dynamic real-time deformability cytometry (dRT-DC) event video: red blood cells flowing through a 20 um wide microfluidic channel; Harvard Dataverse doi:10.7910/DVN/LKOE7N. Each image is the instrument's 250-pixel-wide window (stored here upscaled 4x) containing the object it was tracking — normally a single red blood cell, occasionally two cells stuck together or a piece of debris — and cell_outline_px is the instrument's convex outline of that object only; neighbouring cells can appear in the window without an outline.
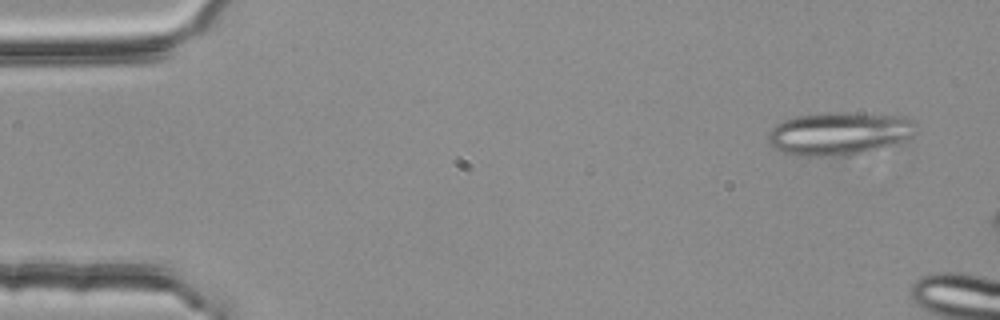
{"species": "common noctule bat (a hibernating species)", "species_latin": "Nyctalus noctula", "temperature_condition": "room temperature", "stored_images_in_passage": 4, "camera_frame_rate_fps": 3000, "um_per_image_px": 0.085, "animal": {"sex": "female", "body_mass_g": 25.1}, "frame": {"image": 1, "passage_image": 1, "time_ms": 0.0, "image_size_px": [1000, 320], "cell_outline_px": [[912, 136], [900, 144], [848, 156], [796, 156], [784, 152], [768, 144], [768, 132], [776, 124], [784, 120], [796, 116], [824, 112], [840, 112], [904, 116], [912, 120]], "centroid_in_image_um": [71.3, 11.36], "position_along_channel_um": 13.7, "area_um2": 37.34}}